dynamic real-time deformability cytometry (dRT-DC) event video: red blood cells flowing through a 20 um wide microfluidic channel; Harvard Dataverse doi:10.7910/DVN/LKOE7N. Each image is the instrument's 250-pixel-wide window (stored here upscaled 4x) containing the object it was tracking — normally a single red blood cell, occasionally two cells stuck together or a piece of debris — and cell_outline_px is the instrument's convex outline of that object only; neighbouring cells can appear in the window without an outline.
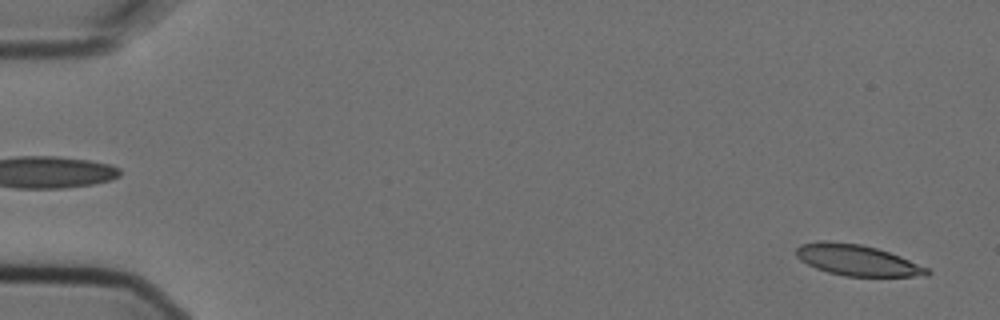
{"species": "Egyptian fruit bat (a non-hibernating species)", "species_latin": "Rousettus aegyptiacus", "temperature_condition": "cold", "stored_images_in_passage": 6, "segment_of_instrument_passage": [2, 2], "camera_frame_rate_fps": 3000, "um_per_image_px": 0.085, "animal": {"sex": "female"}, "frame": {"image": 1, "passage_image": 6, "time_ms": 1.667, "image_size_px": [1000, 320], "cell_outline_px": [[932, 272], [928, 276], [844, 276], [828, 272], [816, 268], [800, 260], [796, 256], [796, 248], [800, 244], [820, 240], [824, 240], [860, 244], [876, 248], [900, 256], [928, 268]], "centroid_in_image_um": [72.84, 22.11], "position_along_channel_um": 12.2, "area_um2": 23.58}}